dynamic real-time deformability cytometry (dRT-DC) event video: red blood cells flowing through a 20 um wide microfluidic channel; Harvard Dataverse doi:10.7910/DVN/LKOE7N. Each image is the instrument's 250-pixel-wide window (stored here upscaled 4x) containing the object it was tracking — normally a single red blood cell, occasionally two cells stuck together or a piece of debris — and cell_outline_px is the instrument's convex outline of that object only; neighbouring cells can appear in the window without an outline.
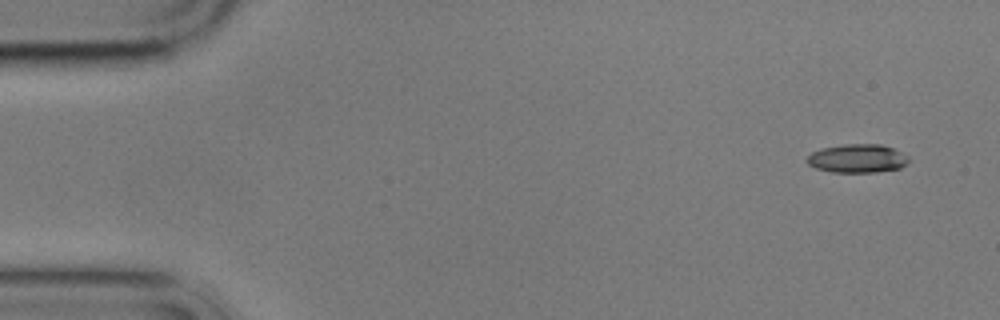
{"species": "common noctule bat (a hibernating species)", "species_latin": "Nyctalus noctula", "temperature_condition": "cold", "stored_images_in_passage": 4, "camera_frame_rate_fps": 3000, "um_per_image_px": 0.085, "animal": {"sex": "male", "body_mass_g": 17.9}, "frame": {"image": 1, "passage_image": 1, "time_ms": 0.0, "image_size_px": [1000, 320], "cell_outline_px": [[908, 164], [900, 168], [876, 172], [832, 172], [816, 168], [808, 164], [804, 160], [812, 152], [820, 148], [844, 144], [880, 144], [892, 148], [908, 156]], "centroid_in_image_um": [72.85, 13.47], "position_along_channel_um": 12.1, "area_um2": 16.99}}
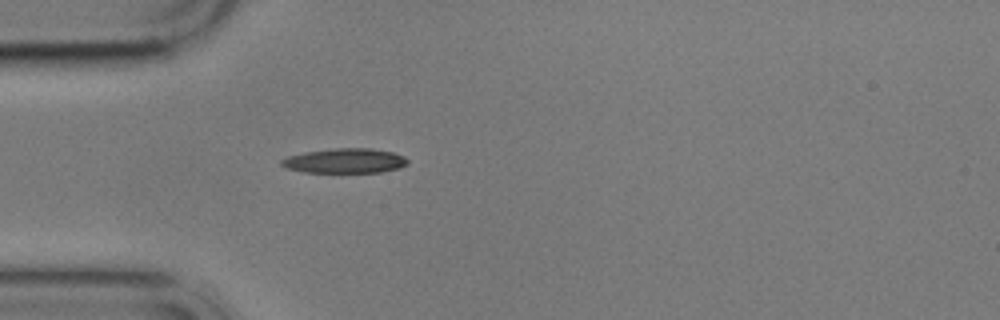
{"frame": {"image": 2, "passage_image": 4, "time_ms": 4.333, "image_size_px": [1000, 320], "cell_outline_px": [[408, 164], [400, 168], [380, 172], [304, 172], [288, 168], [280, 164], [280, 160], [288, 156], [304, 152], [336, 148], [372, 148], [392, 152], [404, 156], [408, 160]], "centroid_in_image_um": [29.34, 13.66], "position_along_channel_um": 55.7, "area_um2": 18.15}}